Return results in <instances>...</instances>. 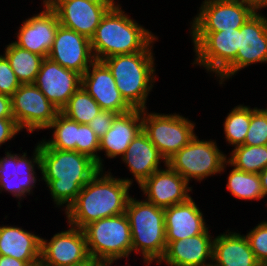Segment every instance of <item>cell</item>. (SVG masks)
Instances as JSON below:
<instances>
[{
	"mask_svg": "<svg viewBox=\"0 0 267 266\" xmlns=\"http://www.w3.org/2000/svg\"><path fill=\"white\" fill-rule=\"evenodd\" d=\"M40 162L41 181L47 185L56 208L63 207L64 211L100 170L96 161L85 154L41 146Z\"/></svg>",
	"mask_w": 267,
	"mask_h": 266,
	"instance_id": "obj_1",
	"label": "cell"
},
{
	"mask_svg": "<svg viewBox=\"0 0 267 266\" xmlns=\"http://www.w3.org/2000/svg\"><path fill=\"white\" fill-rule=\"evenodd\" d=\"M130 187L121 177L100 169L65 211L67 224L83 229L96 220L125 213Z\"/></svg>",
	"mask_w": 267,
	"mask_h": 266,
	"instance_id": "obj_2",
	"label": "cell"
},
{
	"mask_svg": "<svg viewBox=\"0 0 267 266\" xmlns=\"http://www.w3.org/2000/svg\"><path fill=\"white\" fill-rule=\"evenodd\" d=\"M122 8L119 4L108 10L90 39L92 52L97 61L144 51L157 38L152 31L131 18Z\"/></svg>",
	"mask_w": 267,
	"mask_h": 266,
	"instance_id": "obj_3",
	"label": "cell"
},
{
	"mask_svg": "<svg viewBox=\"0 0 267 266\" xmlns=\"http://www.w3.org/2000/svg\"><path fill=\"white\" fill-rule=\"evenodd\" d=\"M144 51L108 57L102 62L109 68L121 96L133 109H148L147 98L156 82L153 45Z\"/></svg>",
	"mask_w": 267,
	"mask_h": 266,
	"instance_id": "obj_4",
	"label": "cell"
},
{
	"mask_svg": "<svg viewBox=\"0 0 267 266\" xmlns=\"http://www.w3.org/2000/svg\"><path fill=\"white\" fill-rule=\"evenodd\" d=\"M125 213L131 229L132 254L142 255L146 266L158 264L167 248L164 208L131 196Z\"/></svg>",
	"mask_w": 267,
	"mask_h": 266,
	"instance_id": "obj_5",
	"label": "cell"
},
{
	"mask_svg": "<svg viewBox=\"0 0 267 266\" xmlns=\"http://www.w3.org/2000/svg\"><path fill=\"white\" fill-rule=\"evenodd\" d=\"M83 231L89 256L93 260H129L132 235L126 213L91 222Z\"/></svg>",
	"mask_w": 267,
	"mask_h": 266,
	"instance_id": "obj_6",
	"label": "cell"
},
{
	"mask_svg": "<svg viewBox=\"0 0 267 266\" xmlns=\"http://www.w3.org/2000/svg\"><path fill=\"white\" fill-rule=\"evenodd\" d=\"M219 148L216 140H200L196 134L186 146L167 160V165L189 184L192 180L201 183L209 176L225 172L227 155Z\"/></svg>",
	"mask_w": 267,
	"mask_h": 266,
	"instance_id": "obj_7",
	"label": "cell"
},
{
	"mask_svg": "<svg viewBox=\"0 0 267 266\" xmlns=\"http://www.w3.org/2000/svg\"><path fill=\"white\" fill-rule=\"evenodd\" d=\"M196 123L175 113L142 109V130L167 161L195 136Z\"/></svg>",
	"mask_w": 267,
	"mask_h": 266,
	"instance_id": "obj_8",
	"label": "cell"
},
{
	"mask_svg": "<svg viewBox=\"0 0 267 266\" xmlns=\"http://www.w3.org/2000/svg\"><path fill=\"white\" fill-rule=\"evenodd\" d=\"M195 60L192 65L204 67L215 79L236 59L239 50V28L224 31H189Z\"/></svg>",
	"mask_w": 267,
	"mask_h": 266,
	"instance_id": "obj_9",
	"label": "cell"
},
{
	"mask_svg": "<svg viewBox=\"0 0 267 266\" xmlns=\"http://www.w3.org/2000/svg\"><path fill=\"white\" fill-rule=\"evenodd\" d=\"M257 63L267 64V17L260 11H256L239 28L236 59L217 77L218 83L223 86L242 69Z\"/></svg>",
	"mask_w": 267,
	"mask_h": 266,
	"instance_id": "obj_10",
	"label": "cell"
},
{
	"mask_svg": "<svg viewBox=\"0 0 267 266\" xmlns=\"http://www.w3.org/2000/svg\"><path fill=\"white\" fill-rule=\"evenodd\" d=\"M4 154L3 158L0 157V193L5 191L12 194L19 200L18 207L21 208L20 202L33 194L39 178L36 168L41 171L40 143L34 147L32 157L27 156V151L22 155L5 150Z\"/></svg>",
	"mask_w": 267,
	"mask_h": 266,
	"instance_id": "obj_11",
	"label": "cell"
},
{
	"mask_svg": "<svg viewBox=\"0 0 267 266\" xmlns=\"http://www.w3.org/2000/svg\"><path fill=\"white\" fill-rule=\"evenodd\" d=\"M12 115L19 129L46 130L60 112L34 83L21 84L11 96Z\"/></svg>",
	"mask_w": 267,
	"mask_h": 266,
	"instance_id": "obj_12",
	"label": "cell"
},
{
	"mask_svg": "<svg viewBox=\"0 0 267 266\" xmlns=\"http://www.w3.org/2000/svg\"><path fill=\"white\" fill-rule=\"evenodd\" d=\"M246 0H204L190 21L189 31H224L241 28L256 12Z\"/></svg>",
	"mask_w": 267,
	"mask_h": 266,
	"instance_id": "obj_13",
	"label": "cell"
},
{
	"mask_svg": "<svg viewBox=\"0 0 267 266\" xmlns=\"http://www.w3.org/2000/svg\"><path fill=\"white\" fill-rule=\"evenodd\" d=\"M68 228L54 234L50 240L41 238L40 262L43 265L69 266L90 258L83 229L69 224Z\"/></svg>",
	"mask_w": 267,
	"mask_h": 266,
	"instance_id": "obj_14",
	"label": "cell"
},
{
	"mask_svg": "<svg viewBox=\"0 0 267 266\" xmlns=\"http://www.w3.org/2000/svg\"><path fill=\"white\" fill-rule=\"evenodd\" d=\"M48 58L81 76L95 61L90 39L59 24Z\"/></svg>",
	"mask_w": 267,
	"mask_h": 266,
	"instance_id": "obj_15",
	"label": "cell"
},
{
	"mask_svg": "<svg viewBox=\"0 0 267 266\" xmlns=\"http://www.w3.org/2000/svg\"><path fill=\"white\" fill-rule=\"evenodd\" d=\"M41 4V7L44 6L43 10L23 20L15 35L17 40L13 42L21 48L47 58L60 23L55 11L47 3Z\"/></svg>",
	"mask_w": 267,
	"mask_h": 266,
	"instance_id": "obj_16",
	"label": "cell"
},
{
	"mask_svg": "<svg viewBox=\"0 0 267 266\" xmlns=\"http://www.w3.org/2000/svg\"><path fill=\"white\" fill-rule=\"evenodd\" d=\"M34 84L59 111L81 87L82 76L44 58Z\"/></svg>",
	"mask_w": 267,
	"mask_h": 266,
	"instance_id": "obj_17",
	"label": "cell"
},
{
	"mask_svg": "<svg viewBox=\"0 0 267 266\" xmlns=\"http://www.w3.org/2000/svg\"><path fill=\"white\" fill-rule=\"evenodd\" d=\"M138 188L145 200L161 208L186 202L192 193V186L168 165L155 171Z\"/></svg>",
	"mask_w": 267,
	"mask_h": 266,
	"instance_id": "obj_18",
	"label": "cell"
},
{
	"mask_svg": "<svg viewBox=\"0 0 267 266\" xmlns=\"http://www.w3.org/2000/svg\"><path fill=\"white\" fill-rule=\"evenodd\" d=\"M86 92L99 104L102 110L124 114L133 108L124 100L118 90L109 68L95 60L82 75V85Z\"/></svg>",
	"mask_w": 267,
	"mask_h": 266,
	"instance_id": "obj_19",
	"label": "cell"
},
{
	"mask_svg": "<svg viewBox=\"0 0 267 266\" xmlns=\"http://www.w3.org/2000/svg\"><path fill=\"white\" fill-rule=\"evenodd\" d=\"M47 4L55 11L62 26L89 39L109 10L103 5L93 4L87 0H49Z\"/></svg>",
	"mask_w": 267,
	"mask_h": 266,
	"instance_id": "obj_20",
	"label": "cell"
},
{
	"mask_svg": "<svg viewBox=\"0 0 267 266\" xmlns=\"http://www.w3.org/2000/svg\"><path fill=\"white\" fill-rule=\"evenodd\" d=\"M121 160L133 176L132 179L129 177L122 179L130 185L136 181L138 186L155 171L162 168L161 162L164 163L163 166L167 165L165 158L143 130L129 144L127 151L121 156Z\"/></svg>",
	"mask_w": 267,
	"mask_h": 266,
	"instance_id": "obj_21",
	"label": "cell"
},
{
	"mask_svg": "<svg viewBox=\"0 0 267 266\" xmlns=\"http://www.w3.org/2000/svg\"><path fill=\"white\" fill-rule=\"evenodd\" d=\"M198 206L190 197L186 202L164 208L167 246L173 241L202 234L209 227Z\"/></svg>",
	"mask_w": 267,
	"mask_h": 266,
	"instance_id": "obj_22",
	"label": "cell"
},
{
	"mask_svg": "<svg viewBox=\"0 0 267 266\" xmlns=\"http://www.w3.org/2000/svg\"><path fill=\"white\" fill-rule=\"evenodd\" d=\"M209 228L202 234L171 242L157 265L164 262L167 266H205L212 262L214 237Z\"/></svg>",
	"mask_w": 267,
	"mask_h": 266,
	"instance_id": "obj_23",
	"label": "cell"
},
{
	"mask_svg": "<svg viewBox=\"0 0 267 266\" xmlns=\"http://www.w3.org/2000/svg\"><path fill=\"white\" fill-rule=\"evenodd\" d=\"M142 131V109L119 114L112 122L111 128L99 140V154L104 151L108 159L121 157L129 144Z\"/></svg>",
	"mask_w": 267,
	"mask_h": 266,
	"instance_id": "obj_24",
	"label": "cell"
},
{
	"mask_svg": "<svg viewBox=\"0 0 267 266\" xmlns=\"http://www.w3.org/2000/svg\"><path fill=\"white\" fill-rule=\"evenodd\" d=\"M41 236L12 225L0 226V255L25 261L29 266L41 258Z\"/></svg>",
	"mask_w": 267,
	"mask_h": 266,
	"instance_id": "obj_25",
	"label": "cell"
},
{
	"mask_svg": "<svg viewBox=\"0 0 267 266\" xmlns=\"http://www.w3.org/2000/svg\"><path fill=\"white\" fill-rule=\"evenodd\" d=\"M212 261L218 266H259L244 234L228 229L213 239Z\"/></svg>",
	"mask_w": 267,
	"mask_h": 266,
	"instance_id": "obj_26",
	"label": "cell"
},
{
	"mask_svg": "<svg viewBox=\"0 0 267 266\" xmlns=\"http://www.w3.org/2000/svg\"><path fill=\"white\" fill-rule=\"evenodd\" d=\"M4 50L3 55L20 83H34L44 57L21 48L13 41L6 45Z\"/></svg>",
	"mask_w": 267,
	"mask_h": 266,
	"instance_id": "obj_27",
	"label": "cell"
},
{
	"mask_svg": "<svg viewBox=\"0 0 267 266\" xmlns=\"http://www.w3.org/2000/svg\"><path fill=\"white\" fill-rule=\"evenodd\" d=\"M46 129H53V134L48 140L44 138L39 141L42 148L76 151L78 122L59 112Z\"/></svg>",
	"mask_w": 267,
	"mask_h": 266,
	"instance_id": "obj_28",
	"label": "cell"
},
{
	"mask_svg": "<svg viewBox=\"0 0 267 266\" xmlns=\"http://www.w3.org/2000/svg\"><path fill=\"white\" fill-rule=\"evenodd\" d=\"M226 189L236 199L259 201L265 198L259 174L232 168L227 177Z\"/></svg>",
	"mask_w": 267,
	"mask_h": 266,
	"instance_id": "obj_29",
	"label": "cell"
},
{
	"mask_svg": "<svg viewBox=\"0 0 267 266\" xmlns=\"http://www.w3.org/2000/svg\"><path fill=\"white\" fill-rule=\"evenodd\" d=\"M228 154V167L255 174L267 167V145H241L233 148Z\"/></svg>",
	"mask_w": 267,
	"mask_h": 266,
	"instance_id": "obj_30",
	"label": "cell"
},
{
	"mask_svg": "<svg viewBox=\"0 0 267 266\" xmlns=\"http://www.w3.org/2000/svg\"><path fill=\"white\" fill-rule=\"evenodd\" d=\"M251 107L239 104L234 106L225 117L223 133L225 140L234 148L244 145V141L250 126Z\"/></svg>",
	"mask_w": 267,
	"mask_h": 266,
	"instance_id": "obj_31",
	"label": "cell"
},
{
	"mask_svg": "<svg viewBox=\"0 0 267 266\" xmlns=\"http://www.w3.org/2000/svg\"><path fill=\"white\" fill-rule=\"evenodd\" d=\"M102 109L81 86L61 109V113L79 124H88Z\"/></svg>",
	"mask_w": 267,
	"mask_h": 266,
	"instance_id": "obj_32",
	"label": "cell"
},
{
	"mask_svg": "<svg viewBox=\"0 0 267 266\" xmlns=\"http://www.w3.org/2000/svg\"><path fill=\"white\" fill-rule=\"evenodd\" d=\"M99 138L88 124L78 123V136L76 141V151L85 154L96 161L100 169H105L104 160L99 153Z\"/></svg>",
	"mask_w": 267,
	"mask_h": 266,
	"instance_id": "obj_33",
	"label": "cell"
},
{
	"mask_svg": "<svg viewBox=\"0 0 267 266\" xmlns=\"http://www.w3.org/2000/svg\"><path fill=\"white\" fill-rule=\"evenodd\" d=\"M244 145H267V108H251L250 126Z\"/></svg>",
	"mask_w": 267,
	"mask_h": 266,
	"instance_id": "obj_34",
	"label": "cell"
},
{
	"mask_svg": "<svg viewBox=\"0 0 267 266\" xmlns=\"http://www.w3.org/2000/svg\"><path fill=\"white\" fill-rule=\"evenodd\" d=\"M249 230L245 236L256 260L260 264H267V221L263 220Z\"/></svg>",
	"mask_w": 267,
	"mask_h": 266,
	"instance_id": "obj_35",
	"label": "cell"
},
{
	"mask_svg": "<svg viewBox=\"0 0 267 266\" xmlns=\"http://www.w3.org/2000/svg\"><path fill=\"white\" fill-rule=\"evenodd\" d=\"M21 83L10 67L6 57L0 54V94L12 96Z\"/></svg>",
	"mask_w": 267,
	"mask_h": 266,
	"instance_id": "obj_36",
	"label": "cell"
},
{
	"mask_svg": "<svg viewBox=\"0 0 267 266\" xmlns=\"http://www.w3.org/2000/svg\"><path fill=\"white\" fill-rule=\"evenodd\" d=\"M118 114L113 111L101 110L88 125L94 131L96 136L101 139L111 128L113 120Z\"/></svg>",
	"mask_w": 267,
	"mask_h": 266,
	"instance_id": "obj_37",
	"label": "cell"
},
{
	"mask_svg": "<svg viewBox=\"0 0 267 266\" xmlns=\"http://www.w3.org/2000/svg\"><path fill=\"white\" fill-rule=\"evenodd\" d=\"M20 129L14 118H0V147L19 133Z\"/></svg>",
	"mask_w": 267,
	"mask_h": 266,
	"instance_id": "obj_38",
	"label": "cell"
},
{
	"mask_svg": "<svg viewBox=\"0 0 267 266\" xmlns=\"http://www.w3.org/2000/svg\"><path fill=\"white\" fill-rule=\"evenodd\" d=\"M0 118H14L11 97L4 94H0Z\"/></svg>",
	"mask_w": 267,
	"mask_h": 266,
	"instance_id": "obj_39",
	"label": "cell"
},
{
	"mask_svg": "<svg viewBox=\"0 0 267 266\" xmlns=\"http://www.w3.org/2000/svg\"><path fill=\"white\" fill-rule=\"evenodd\" d=\"M0 266H29L25 261L13 257L0 255Z\"/></svg>",
	"mask_w": 267,
	"mask_h": 266,
	"instance_id": "obj_40",
	"label": "cell"
},
{
	"mask_svg": "<svg viewBox=\"0 0 267 266\" xmlns=\"http://www.w3.org/2000/svg\"><path fill=\"white\" fill-rule=\"evenodd\" d=\"M87 1L90 3H93V4L103 5V6L107 7L109 10L113 9L119 5V1L116 2V0H87Z\"/></svg>",
	"mask_w": 267,
	"mask_h": 266,
	"instance_id": "obj_41",
	"label": "cell"
},
{
	"mask_svg": "<svg viewBox=\"0 0 267 266\" xmlns=\"http://www.w3.org/2000/svg\"><path fill=\"white\" fill-rule=\"evenodd\" d=\"M259 176L261 179L262 189L266 197L267 196V167L259 173Z\"/></svg>",
	"mask_w": 267,
	"mask_h": 266,
	"instance_id": "obj_42",
	"label": "cell"
},
{
	"mask_svg": "<svg viewBox=\"0 0 267 266\" xmlns=\"http://www.w3.org/2000/svg\"><path fill=\"white\" fill-rule=\"evenodd\" d=\"M254 6L257 11L267 8V0H254Z\"/></svg>",
	"mask_w": 267,
	"mask_h": 266,
	"instance_id": "obj_43",
	"label": "cell"
},
{
	"mask_svg": "<svg viewBox=\"0 0 267 266\" xmlns=\"http://www.w3.org/2000/svg\"><path fill=\"white\" fill-rule=\"evenodd\" d=\"M89 266H107V260L95 261L89 258Z\"/></svg>",
	"mask_w": 267,
	"mask_h": 266,
	"instance_id": "obj_44",
	"label": "cell"
},
{
	"mask_svg": "<svg viewBox=\"0 0 267 266\" xmlns=\"http://www.w3.org/2000/svg\"><path fill=\"white\" fill-rule=\"evenodd\" d=\"M69 266H89V259L86 262L69 265Z\"/></svg>",
	"mask_w": 267,
	"mask_h": 266,
	"instance_id": "obj_45",
	"label": "cell"
},
{
	"mask_svg": "<svg viewBox=\"0 0 267 266\" xmlns=\"http://www.w3.org/2000/svg\"><path fill=\"white\" fill-rule=\"evenodd\" d=\"M116 261H118V260H107V266H112V264L114 263V262H116ZM124 266V265H123Z\"/></svg>",
	"mask_w": 267,
	"mask_h": 266,
	"instance_id": "obj_46",
	"label": "cell"
},
{
	"mask_svg": "<svg viewBox=\"0 0 267 266\" xmlns=\"http://www.w3.org/2000/svg\"><path fill=\"white\" fill-rule=\"evenodd\" d=\"M205 266H218V265H216V264L212 261V262L206 264Z\"/></svg>",
	"mask_w": 267,
	"mask_h": 266,
	"instance_id": "obj_47",
	"label": "cell"
},
{
	"mask_svg": "<svg viewBox=\"0 0 267 266\" xmlns=\"http://www.w3.org/2000/svg\"><path fill=\"white\" fill-rule=\"evenodd\" d=\"M32 266H45L43 265L41 262H39L38 264L32 265Z\"/></svg>",
	"mask_w": 267,
	"mask_h": 266,
	"instance_id": "obj_48",
	"label": "cell"
},
{
	"mask_svg": "<svg viewBox=\"0 0 267 266\" xmlns=\"http://www.w3.org/2000/svg\"><path fill=\"white\" fill-rule=\"evenodd\" d=\"M246 1H249V2H251L254 5V0H246Z\"/></svg>",
	"mask_w": 267,
	"mask_h": 266,
	"instance_id": "obj_49",
	"label": "cell"
},
{
	"mask_svg": "<svg viewBox=\"0 0 267 266\" xmlns=\"http://www.w3.org/2000/svg\"><path fill=\"white\" fill-rule=\"evenodd\" d=\"M49 0H43L41 3H47Z\"/></svg>",
	"mask_w": 267,
	"mask_h": 266,
	"instance_id": "obj_50",
	"label": "cell"
}]
</instances>
